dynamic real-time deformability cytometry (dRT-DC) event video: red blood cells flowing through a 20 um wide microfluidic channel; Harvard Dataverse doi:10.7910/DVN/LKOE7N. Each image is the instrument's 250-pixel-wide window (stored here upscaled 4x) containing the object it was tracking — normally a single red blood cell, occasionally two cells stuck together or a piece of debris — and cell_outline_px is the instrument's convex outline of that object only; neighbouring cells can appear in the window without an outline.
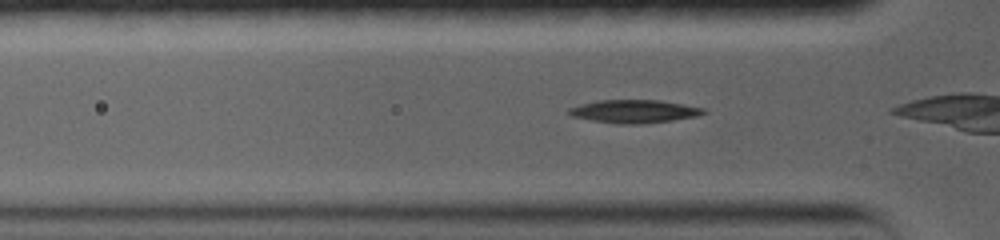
{"species": "common noctule bat (a hibernating species)", "species_latin": "Nyctalus noctula", "temperature_condition": "warm", "stored_images_in_passage": 25, "camera_frame_rate_fps": 5000, "um_per_image_px": 0.085, "animal": {"sex": "female", "body_mass_g": 19.0, "forearm_length_mm": 56.7}, "frame": {"image": 1, "passage_image": 3, "time_ms": 0.8, "image_size_px": [1000, 240], "cell_outline_px": [[708, 112], [696, 116], [672, 120], [640, 124], [616, 124], [592, 120], [572, 116], [568, 112], [568, 108], [580, 104], [596, 100], [660, 100], [684, 104], [704, 108]], "centroid_in_image_um": [53.9, 9.46], "position_along_channel_um": 71.9, "area_um2": 18.15}}
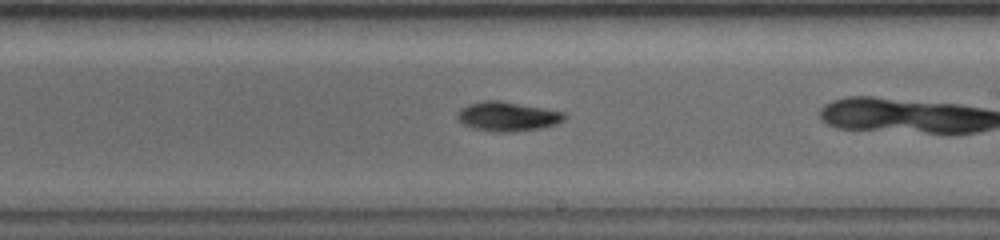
{"frame": {"image": 2, "passage_image": 15, "time_ms": 5.4, "image_size_px": [1000, 240], "cell_outline_px": [[568, 116], [564, 120], [556, 124], [540, 128], [512, 132], [492, 132], [476, 128], [464, 124], [456, 116], [460, 108], [468, 104], [484, 100], [500, 100], [544, 108], [564, 112]], "centroid_in_image_um": [43.16, 9.89], "position_along_channel_um": 245.8, "area_um2": 18.32}}
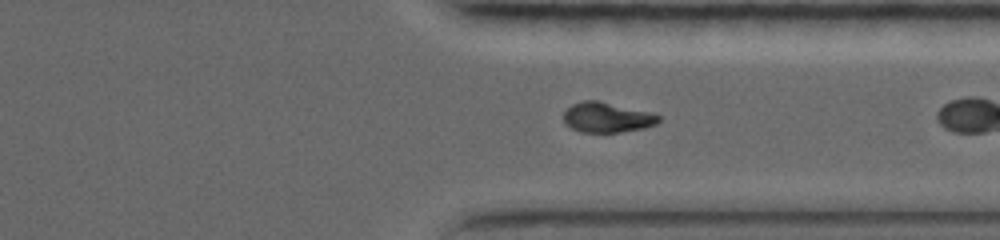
{"frame": {"image": 3, "passage_image": 23, "time_ms": 8.4, "image_size_px": [1000, 240], "cell_outline_px": [[660, 120], [656, 124], [644, 128], [620, 132], [580, 132], [564, 124], [564, 112], [572, 104], [584, 100], [596, 100], [652, 112], [660, 116]], "centroid_in_image_um": [51.6, 9.98], "position_along_channel_um": 359.8, "area_um2": 16.7}}